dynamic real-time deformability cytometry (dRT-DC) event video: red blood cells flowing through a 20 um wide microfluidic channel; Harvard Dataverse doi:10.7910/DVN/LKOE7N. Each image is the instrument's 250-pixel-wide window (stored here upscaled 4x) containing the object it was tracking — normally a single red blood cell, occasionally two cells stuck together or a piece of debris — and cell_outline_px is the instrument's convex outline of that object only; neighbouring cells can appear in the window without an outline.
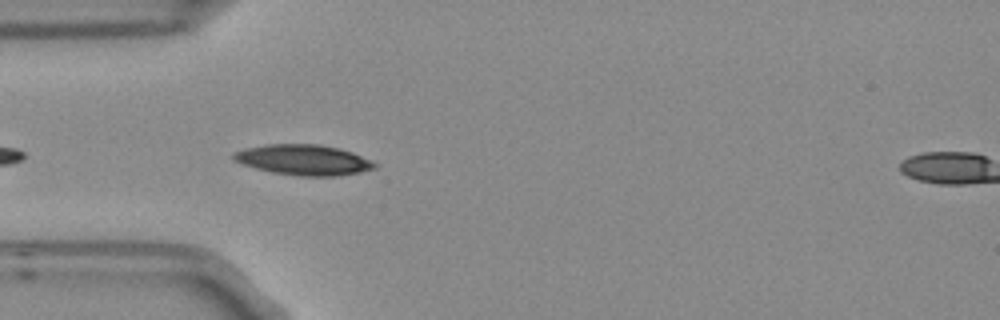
{"species": "Egyptian fruit bat (a non-hibernating species)", "species_latin": "Rousettus aegyptiacus", "temperature_condition": "room temperature", "stored_images_in_passage": 2, "segment_of_instrument_passage": [1, 2], "camera_frame_rate_fps": 3000, "um_per_image_px": 0.085, "frame": {"image": 1, "passage_image": 1, "time_ms": 0.0, "image_size_px": [1000, 320], "cell_outline_px": [[376, 168], [360, 172], [336, 176], [300, 176], [272, 172], [256, 168], [232, 160], [232, 152], [244, 148], [268, 144], [320, 144], [352, 152], [372, 160], [376, 164]], "centroid_in_image_um": [25.78, 13.58], "position_along_channel_um": 59.2, "area_um2": 25.03}}